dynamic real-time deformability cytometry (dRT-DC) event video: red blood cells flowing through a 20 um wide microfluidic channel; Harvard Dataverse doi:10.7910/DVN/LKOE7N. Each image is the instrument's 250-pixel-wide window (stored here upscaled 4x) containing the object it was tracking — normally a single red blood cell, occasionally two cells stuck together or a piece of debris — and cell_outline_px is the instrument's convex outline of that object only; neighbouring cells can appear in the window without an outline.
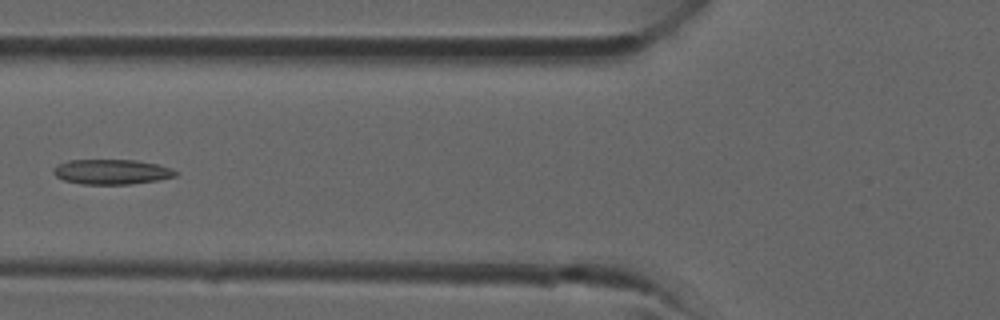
{"species": "common noctule bat (a hibernating species)", "species_latin": "Nyctalus noctula", "temperature_condition": "room temperature", "stored_images_in_passage": 36, "camera_frame_rate_fps": 3000, "um_per_image_px": 0.085, "animal": {"sex": "male", "forearm_length_mm": 52.5}, "frame": {"image": 1, "passage_image": 15, "time_ms": 4.667, "image_size_px": [1000, 320], "cell_outline_px": [[180, 172], [176, 176], [156, 180], [132, 184], [80, 184], [64, 180], [56, 176], [52, 172], [52, 168], [68, 160], [136, 160], [156, 164], [172, 168]], "centroid_in_image_um": [9.5, 14.6], "position_along_channel_um": 116.3, "area_um2": 17.8}}
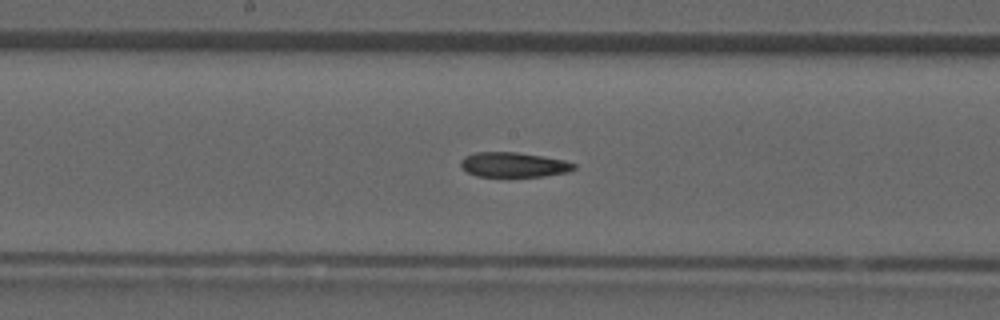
{"frame": {"image": 2, "passage_image": 20, "time_ms": 6.333, "image_size_px": [1000, 320], "cell_outline_px": [[576, 168], [568, 172], [544, 176], [476, 176], [468, 172], [460, 164], [460, 160], [464, 156], [476, 152], [516, 152], [544, 156], [564, 160], [576, 164]], "centroid_in_image_um": [43.67, 13.99], "position_along_channel_um": 204.5, "area_um2": 16.36}}
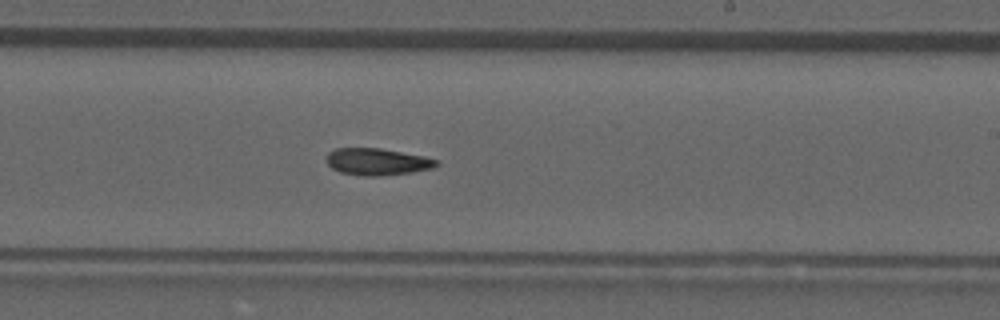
{"frame": {"image": 3, "passage_image": 23, "time_ms": 7.333, "image_size_px": [1000, 320], "cell_outline_px": [[440, 164], [436, 168], [412, 172], [384, 176], [364, 176], [340, 172], [332, 168], [328, 164], [328, 152], [336, 148], [380, 148], [424, 156], [440, 160]], "centroid_in_image_um": [32.13, 13.75], "position_along_channel_um": 256.9, "area_um2": 17.4}}